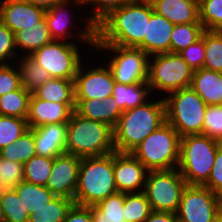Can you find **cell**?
<instances>
[{"label":"cell","mask_w":222,"mask_h":222,"mask_svg":"<svg viewBox=\"0 0 222 222\" xmlns=\"http://www.w3.org/2000/svg\"><path fill=\"white\" fill-rule=\"evenodd\" d=\"M153 12L144 0H133L114 10L95 27V45L136 48L144 40Z\"/></svg>","instance_id":"6da1fadb"},{"label":"cell","mask_w":222,"mask_h":222,"mask_svg":"<svg viewBox=\"0 0 222 222\" xmlns=\"http://www.w3.org/2000/svg\"><path fill=\"white\" fill-rule=\"evenodd\" d=\"M165 122L166 106L163 97L124 111L113 129L115 150L131 152Z\"/></svg>","instance_id":"7a4b0ae2"},{"label":"cell","mask_w":222,"mask_h":222,"mask_svg":"<svg viewBox=\"0 0 222 222\" xmlns=\"http://www.w3.org/2000/svg\"><path fill=\"white\" fill-rule=\"evenodd\" d=\"M66 153L79 158L110 154L115 150L114 131L108 124L72 112L67 123Z\"/></svg>","instance_id":"3957f363"},{"label":"cell","mask_w":222,"mask_h":222,"mask_svg":"<svg viewBox=\"0 0 222 222\" xmlns=\"http://www.w3.org/2000/svg\"><path fill=\"white\" fill-rule=\"evenodd\" d=\"M116 192L118 189L114 180V152L81 158L75 204L95 206Z\"/></svg>","instance_id":"277c9868"},{"label":"cell","mask_w":222,"mask_h":222,"mask_svg":"<svg viewBox=\"0 0 222 222\" xmlns=\"http://www.w3.org/2000/svg\"><path fill=\"white\" fill-rule=\"evenodd\" d=\"M220 143L202 134L181 137L177 169L188 185L203 186L208 181Z\"/></svg>","instance_id":"5b68a950"},{"label":"cell","mask_w":222,"mask_h":222,"mask_svg":"<svg viewBox=\"0 0 222 222\" xmlns=\"http://www.w3.org/2000/svg\"><path fill=\"white\" fill-rule=\"evenodd\" d=\"M180 135L166 121L147 136L131 153L149 170H170L178 167Z\"/></svg>","instance_id":"8992f818"},{"label":"cell","mask_w":222,"mask_h":222,"mask_svg":"<svg viewBox=\"0 0 222 222\" xmlns=\"http://www.w3.org/2000/svg\"><path fill=\"white\" fill-rule=\"evenodd\" d=\"M163 98L166 121L180 137L202 134L207 104L192 88L171 92Z\"/></svg>","instance_id":"52a82bcc"},{"label":"cell","mask_w":222,"mask_h":222,"mask_svg":"<svg viewBox=\"0 0 222 222\" xmlns=\"http://www.w3.org/2000/svg\"><path fill=\"white\" fill-rule=\"evenodd\" d=\"M149 58L147 81L151 92L160 90L168 95L190 87L194 71L178 53L155 54Z\"/></svg>","instance_id":"ba28073f"},{"label":"cell","mask_w":222,"mask_h":222,"mask_svg":"<svg viewBox=\"0 0 222 222\" xmlns=\"http://www.w3.org/2000/svg\"><path fill=\"white\" fill-rule=\"evenodd\" d=\"M188 184L177 168L148 171L144 193L154 211L177 213Z\"/></svg>","instance_id":"9c48e42d"},{"label":"cell","mask_w":222,"mask_h":222,"mask_svg":"<svg viewBox=\"0 0 222 222\" xmlns=\"http://www.w3.org/2000/svg\"><path fill=\"white\" fill-rule=\"evenodd\" d=\"M73 42L52 40L30 57L48 71L51 78L74 80L83 59L78 44Z\"/></svg>","instance_id":"30bf717a"},{"label":"cell","mask_w":222,"mask_h":222,"mask_svg":"<svg viewBox=\"0 0 222 222\" xmlns=\"http://www.w3.org/2000/svg\"><path fill=\"white\" fill-rule=\"evenodd\" d=\"M94 47L98 51H114L112 53L114 58L109 60L108 67L112 71L115 82L133 84L148 80L149 56L141 49L115 45H95Z\"/></svg>","instance_id":"8fae6325"},{"label":"cell","mask_w":222,"mask_h":222,"mask_svg":"<svg viewBox=\"0 0 222 222\" xmlns=\"http://www.w3.org/2000/svg\"><path fill=\"white\" fill-rule=\"evenodd\" d=\"M222 209V198L209 188L187 185L177 211L178 222H214Z\"/></svg>","instance_id":"7c38bea8"},{"label":"cell","mask_w":222,"mask_h":222,"mask_svg":"<svg viewBox=\"0 0 222 222\" xmlns=\"http://www.w3.org/2000/svg\"><path fill=\"white\" fill-rule=\"evenodd\" d=\"M83 64H80L74 79L75 100H103L112 97L115 80L108 65L97 68L93 66L86 70L83 69L86 67Z\"/></svg>","instance_id":"4fadbf2b"},{"label":"cell","mask_w":222,"mask_h":222,"mask_svg":"<svg viewBox=\"0 0 222 222\" xmlns=\"http://www.w3.org/2000/svg\"><path fill=\"white\" fill-rule=\"evenodd\" d=\"M82 6L81 0H64L54 4L52 7L45 11V19L46 24L49 29L50 36L52 40L56 41H65L69 38H74L76 36L79 41L85 42V44H89L90 46H95V27L89 22V20L85 19L84 30H80L76 35L75 32H70L71 28H69V22L72 19L67 13V9L69 5ZM66 12V13H65ZM70 18V19H69ZM69 21V22H68ZM70 29V30H69ZM73 33V34H72ZM78 35V36H77Z\"/></svg>","instance_id":"5bb4252c"},{"label":"cell","mask_w":222,"mask_h":222,"mask_svg":"<svg viewBox=\"0 0 222 222\" xmlns=\"http://www.w3.org/2000/svg\"><path fill=\"white\" fill-rule=\"evenodd\" d=\"M81 158L63 153L53 158L46 187L55 195L74 200Z\"/></svg>","instance_id":"9a60e30c"},{"label":"cell","mask_w":222,"mask_h":222,"mask_svg":"<svg viewBox=\"0 0 222 222\" xmlns=\"http://www.w3.org/2000/svg\"><path fill=\"white\" fill-rule=\"evenodd\" d=\"M148 171L131 152L114 151V180L119 192H144Z\"/></svg>","instance_id":"2e32d148"},{"label":"cell","mask_w":222,"mask_h":222,"mask_svg":"<svg viewBox=\"0 0 222 222\" xmlns=\"http://www.w3.org/2000/svg\"><path fill=\"white\" fill-rule=\"evenodd\" d=\"M45 11L24 0H0V21L14 34L35 26L44 18Z\"/></svg>","instance_id":"e0dca14e"},{"label":"cell","mask_w":222,"mask_h":222,"mask_svg":"<svg viewBox=\"0 0 222 222\" xmlns=\"http://www.w3.org/2000/svg\"><path fill=\"white\" fill-rule=\"evenodd\" d=\"M75 109L76 104L48 102L38 99L32 94L26 120L29 128H36L46 124H67Z\"/></svg>","instance_id":"ac0fdd59"},{"label":"cell","mask_w":222,"mask_h":222,"mask_svg":"<svg viewBox=\"0 0 222 222\" xmlns=\"http://www.w3.org/2000/svg\"><path fill=\"white\" fill-rule=\"evenodd\" d=\"M174 24L153 12L147 21L144 40L136 47L148 56L171 53V34Z\"/></svg>","instance_id":"d6986e66"},{"label":"cell","mask_w":222,"mask_h":222,"mask_svg":"<svg viewBox=\"0 0 222 222\" xmlns=\"http://www.w3.org/2000/svg\"><path fill=\"white\" fill-rule=\"evenodd\" d=\"M32 129L36 155L54 158L66 153L67 124H46Z\"/></svg>","instance_id":"ffe728a7"},{"label":"cell","mask_w":222,"mask_h":222,"mask_svg":"<svg viewBox=\"0 0 222 222\" xmlns=\"http://www.w3.org/2000/svg\"><path fill=\"white\" fill-rule=\"evenodd\" d=\"M152 7L156 14L174 25L200 23L199 0H158Z\"/></svg>","instance_id":"44dd1931"},{"label":"cell","mask_w":222,"mask_h":222,"mask_svg":"<svg viewBox=\"0 0 222 222\" xmlns=\"http://www.w3.org/2000/svg\"><path fill=\"white\" fill-rule=\"evenodd\" d=\"M75 111L84 118L108 124L113 129L123 113L116 105L113 97L89 100H75Z\"/></svg>","instance_id":"7402d4cb"},{"label":"cell","mask_w":222,"mask_h":222,"mask_svg":"<svg viewBox=\"0 0 222 222\" xmlns=\"http://www.w3.org/2000/svg\"><path fill=\"white\" fill-rule=\"evenodd\" d=\"M192 88L207 105H222V73L201 68L193 73Z\"/></svg>","instance_id":"603a6c76"},{"label":"cell","mask_w":222,"mask_h":222,"mask_svg":"<svg viewBox=\"0 0 222 222\" xmlns=\"http://www.w3.org/2000/svg\"><path fill=\"white\" fill-rule=\"evenodd\" d=\"M149 95L151 89L148 81L133 84L115 82L112 93L116 105L122 112L145 104L149 101Z\"/></svg>","instance_id":"cb8c5ba5"},{"label":"cell","mask_w":222,"mask_h":222,"mask_svg":"<svg viewBox=\"0 0 222 222\" xmlns=\"http://www.w3.org/2000/svg\"><path fill=\"white\" fill-rule=\"evenodd\" d=\"M32 94L48 102L75 104L74 80L51 78Z\"/></svg>","instance_id":"d4e9b609"},{"label":"cell","mask_w":222,"mask_h":222,"mask_svg":"<svg viewBox=\"0 0 222 222\" xmlns=\"http://www.w3.org/2000/svg\"><path fill=\"white\" fill-rule=\"evenodd\" d=\"M52 41L45 17L35 26L20 30L15 33V45L18 51H25V56H30L34 51L42 48Z\"/></svg>","instance_id":"484cf974"},{"label":"cell","mask_w":222,"mask_h":222,"mask_svg":"<svg viewBox=\"0 0 222 222\" xmlns=\"http://www.w3.org/2000/svg\"><path fill=\"white\" fill-rule=\"evenodd\" d=\"M15 191L29 214L33 213V210L45 206L56 197L46 186L32 184L24 180L15 187Z\"/></svg>","instance_id":"4316f807"},{"label":"cell","mask_w":222,"mask_h":222,"mask_svg":"<svg viewBox=\"0 0 222 222\" xmlns=\"http://www.w3.org/2000/svg\"><path fill=\"white\" fill-rule=\"evenodd\" d=\"M20 56L18 68L20 71L21 86L30 93H33L38 87L44 85L51 76L30 56L22 54ZM21 59V60H20Z\"/></svg>","instance_id":"83f0119b"},{"label":"cell","mask_w":222,"mask_h":222,"mask_svg":"<svg viewBox=\"0 0 222 222\" xmlns=\"http://www.w3.org/2000/svg\"><path fill=\"white\" fill-rule=\"evenodd\" d=\"M73 204L74 200L56 196L45 206L33 210L28 222H63Z\"/></svg>","instance_id":"f1b7e54d"},{"label":"cell","mask_w":222,"mask_h":222,"mask_svg":"<svg viewBox=\"0 0 222 222\" xmlns=\"http://www.w3.org/2000/svg\"><path fill=\"white\" fill-rule=\"evenodd\" d=\"M31 95L21 86L18 90L0 96V115L27 119Z\"/></svg>","instance_id":"f546056e"},{"label":"cell","mask_w":222,"mask_h":222,"mask_svg":"<svg viewBox=\"0 0 222 222\" xmlns=\"http://www.w3.org/2000/svg\"><path fill=\"white\" fill-rule=\"evenodd\" d=\"M0 154L2 158L22 164L35 156L36 148L33 129L30 128L14 143L2 148Z\"/></svg>","instance_id":"4dcf8cb0"},{"label":"cell","mask_w":222,"mask_h":222,"mask_svg":"<svg viewBox=\"0 0 222 222\" xmlns=\"http://www.w3.org/2000/svg\"><path fill=\"white\" fill-rule=\"evenodd\" d=\"M205 59L203 68L222 73V32L204 30Z\"/></svg>","instance_id":"1f68e13d"},{"label":"cell","mask_w":222,"mask_h":222,"mask_svg":"<svg viewBox=\"0 0 222 222\" xmlns=\"http://www.w3.org/2000/svg\"><path fill=\"white\" fill-rule=\"evenodd\" d=\"M152 212L144 192L124 193L123 216L127 222H144Z\"/></svg>","instance_id":"d6a6232c"},{"label":"cell","mask_w":222,"mask_h":222,"mask_svg":"<svg viewBox=\"0 0 222 222\" xmlns=\"http://www.w3.org/2000/svg\"><path fill=\"white\" fill-rule=\"evenodd\" d=\"M201 23L176 24L171 34V53H179L202 37Z\"/></svg>","instance_id":"836d02e7"},{"label":"cell","mask_w":222,"mask_h":222,"mask_svg":"<svg viewBox=\"0 0 222 222\" xmlns=\"http://www.w3.org/2000/svg\"><path fill=\"white\" fill-rule=\"evenodd\" d=\"M23 166L24 181L46 186L53 167V158L35 155L25 162Z\"/></svg>","instance_id":"e575fe53"},{"label":"cell","mask_w":222,"mask_h":222,"mask_svg":"<svg viewBox=\"0 0 222 222\" xmlns=\"http://www.w3.org/2000/svg\"><path fill=\"white\" fill-rule=\"evenodd\" d=\"M24 180L22 163L0 158V197L13 192L15 187Z\"/></svg>","instance_id":"d590c367"},{"label":"cell","mask_w":222,"mask_h":222,"mask_svg":"<svg viewBox=\"0 0 222 222\" xmlns=\"http://www.w3.org/2000/svg\"><path fill=\"white\" fill-rule=\"evenodd\" d=\"M29 129L24 118L0 115V150L14 143Z\"/></svg>","instance_id":"8d00e7d4"},{"label":"cell","mask_w":222,"mask_h":222,"mask_svg":"<svg viewBox=\"0 0 222 222\" xmlns=\"http://www.w3.org/2000/svg\"><path fill=\"white\" fill-rule=\"evenodd\" d=\"M199 21L206 30H222V0H199Z\"/></svg>","instance_id":"74e56055"},{"label":"cell","mask_w":222,"mask_h":222,"mask_svg":"<svg viewBox=\"0 0 222 222\" xmlns=\"http://www.w3.org/2000/svg\"><path fill=\"white\" fill-rule=\"evenodd\" d=\"M0 200L3 222H28L29 212L15 190L0 197Z\"/></svg>","instance_id":"f35d334b"},{"label":"cell","mask_w":222,"mask_h":222,"mask_svg":"<svg viewBox=\"0 0 222 222\" xmlns=\"http://www.w3.org/2000/svg\"><path fill=\"white\" fill-rule=\"evenodd\" d=\"M133 0H81L84 5L91 4L95 7L91 10L89 15L85 18L96 27L103 19H105L111 12L121 8ZM89 16V17H88Z\"/></svg>","instance_id":"ab89813d"},{"label":"cell","mask_w":222,"mask_h":222,"mask_svg":"<svg viewBox=\"0 0 222 222\" xmlns=\"http://www.w3.org/2000/svg\"><path fill=\"white\" fill-rule=\"evenodd\" d=\"M202 135L222 143V105H207Z\"/></svg>","instance_id":"60d3db41"},{"label":"cell","mask_w":222,"mask_h":222,"mask_svg":"<svg viewBox=\"0 0 222 222\" xmlns=\"http://www.w3.org/2000/svg\"><path fill=\"white\" fill-rule=\"evenodd\" d=\"M124 193L116 192L98 202L95 207L101 212V218L125 219L123 216Z\"/></svg>","instance_id":"b9f144b4"},{"label":"cell","mask_w":222,"mask_h":222,"mask_svg":"<svg viewBox=\"0 0 222 222\" xmlns=\"http://www.w3.org/2000/svg\"><path fill=\"white\" fill-rule=\"evenodd\" d=\"M193 71L203 68L205 59L204 32L202 37L178 53Z\"/></svg>","instance_id":"7bdbcfd3"},{"label":"cell","mask_w":222,"mask_h":222,"mask_svg":"<svg viewBox=\"0 0 222 222\" xmlns=\"http://www.w3.org/2000/svg\"><path fill=\"white\" fill-rule=\"evenodd\" d=\"M16 51L15 34L0 21V64L15 60L18 57Z\"/></svg>","instance_id":"ee69618b"},{"label":"cell","mask_w":222,"mask_h":222,"mask_svg":"<svg viewBox=\"0 0 222 222\" xmlns=\"http://www.w3.org/2000/svg\"><path fill=\"white\" fill-rule=\"evenodd\" d=\"M21 87L20 71L14 69L12 64H0V96Z\"/></svg>","instance_id":"f6af8a7d"},{"label":"cell","mask_w":222,"mask_h":222,"mask_svg":"<svg viewBox=\"0 0 222 222\" xmlns=\"http://www.w3.org/2000/svg\"><path fill=\"white\" fill-rule=\"evenodd\" d=\"M203 186L209 188L222 198V143L218 145L208 181Z\"/></svg>","instance_id":"bcb514c9"},{"label":"cell","mask_w":222,"mask_h":222,"mask_svg":"<svg viewBox=\"0 0 222 222\" xmlns=\"http://www.w3.org/2000/svg\"><path fill=\"white\" fill-rule=\"evenodd\" d=\"M63 222H93L91 206L73 204Z\"/></svg>","instance_id":"7dc6e473"},{"label":"cell","mask_w":222,"mask_h":222,"mask_svg":"<svg viewBox=\"0 0 222 222\" xmlns=\"http://www.w3.org/2000/svg\"><path fill=\"white\" fill-rule=\"evenodd\" d=\"M144 222H178V219L176 213L152 210Z\"/></svg>","instance_id":"c3c4849f"},{"label":"cell","mask_w":222,"mask_h":222,"mask_svg":"<svg viewBox=\"0 0 222 222\" xmlns=\"http://www.w3.org/2000/svg\"><path fill=\"white\" fill-rule=\"evenodd\" d=\"M91 215L93 222H125V219L101 218V212L95 206H91Z\"/></svg>","instance_id":"681fc988"},{"label":"cell","mask_w":222,"mask_h":222,"mask_svg":"<svg viewBox=\"0 0 222 222\" xmlns=\"http://www.w3.org/2000/svg\"><path fill=\"white\" fill-rule=\"evenodd\" d=\"M24 1L47 10L50 7H52L54 4L64 0H24Z\"/></svg>","instance_id":"f907efd6"},{"label":"cell","mask_w":222,"mask_h":222,"mask_svg":"<svg viewBox=\"0 0 222 222\" xmlns=\"http://www.w3.org/2000/svg\"><path fill=\"white\" fill-rule=\"evenodd\" d=\"M214 222H222V209L217 213Z\"/></svg>","instance_id":"816d5d0a"},{"label":"cell","mask_w":222,"mask_h":222,"mask_svg":"<svg viewBox=\"0 0 222 222\" xmlns=\"http://www.w3.org/2000/svg\"><path fill=\"white\" fill-rule=\"evenodd\" d=\"M0 222H3V212L1 207V200H0Z\"/></svg>","instance_id":"f5cc1de1"},{"label":"cell","mask_w":222,"mask_h":222,"mask_svg":"<svg viewBox=\"0 0 222 222\" xmlns=\"http://www.w3.org/2000/svg\"><path fill=\"white\" fill-rule=\"evenodd\" d=\"M144 1H146L152 5L155 1H158V0H144Z\"/></svg>","instance_id":"db71d44e"}]
</instances>
